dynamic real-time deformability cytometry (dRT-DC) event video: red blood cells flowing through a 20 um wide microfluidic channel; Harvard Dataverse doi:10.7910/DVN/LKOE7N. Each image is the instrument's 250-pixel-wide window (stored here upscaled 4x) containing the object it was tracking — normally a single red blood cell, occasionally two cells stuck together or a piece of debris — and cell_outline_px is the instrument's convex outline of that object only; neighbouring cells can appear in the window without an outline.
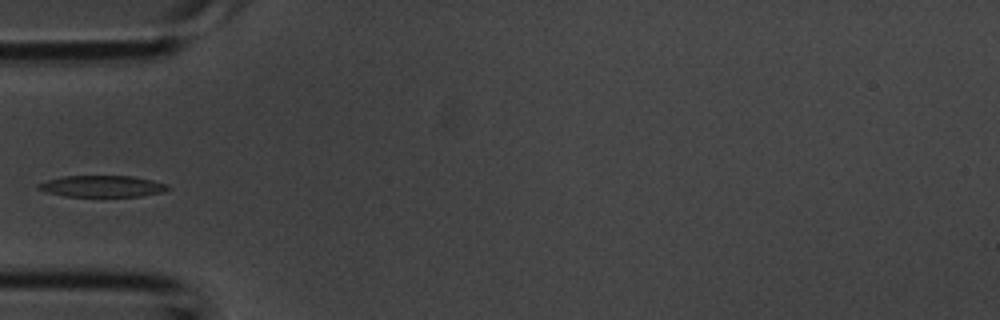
{"species": "common noctule bat (a hibernating species)", "species_latin": "Nyctalus noctula", "temperature_condition": "room temperature", "stored_images_in_passage": 2, "camera_frame_rate_fps": 3000, "um_per_image_px": 0.085, "animal": {"sex": "male", "body_mass_g": 20.1, "forearm_length_mm": 53.5}, "frame": {"image": 1, "passage_image": 2, "time_ms": 0.333, "image_size_px": [1000, 320], "cell_outline_px": [[172, 188], [164, 192], [140, 196], [64, 196], [48, 192], [36, 188], [36, 184], [48, 180], [64, 176], [132, 176], [152, 180], [168, 184]], "centroid_in_image_um": [8.72, 15.83], "position_along_channel_um": 76.3, "area_um2": 16.18}}